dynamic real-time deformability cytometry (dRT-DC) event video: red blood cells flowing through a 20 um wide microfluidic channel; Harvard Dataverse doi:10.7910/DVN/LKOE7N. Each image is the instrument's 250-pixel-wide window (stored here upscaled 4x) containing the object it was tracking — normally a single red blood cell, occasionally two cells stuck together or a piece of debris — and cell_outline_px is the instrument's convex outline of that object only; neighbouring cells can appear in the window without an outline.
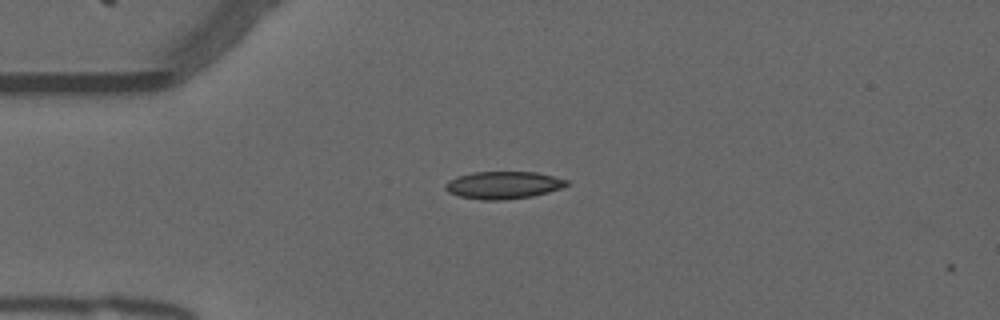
{"species": "common noctule bat (a hibernating species)", "species_latin": "Nyctalus noctula", "temperature_condition": "warm", "stored_images_in_passage": 2, "camera_frame_rate_fps": 3000, "um_per_image_px": 0.085, "animal": {"sex": "male", "forearm_length_mm": 52.5}, "frame": {"image": 1, "passage_image": 1, "time_ms": 0.0, "image_size_px": [1000, 320], "cell_outline_px": [[568, 184], [560, 188], [548, 192], [532, 196], [504, 200], [484, 200], [460, 196], [448, 192], [444, 188], [444, 184], [460, 176], [472, 172], [536, 172], [568, 180]], "centroid_in_image_um": [42.78, 15.73], "position_along_channel_um": 42.2, "area_um2": 19.13}}